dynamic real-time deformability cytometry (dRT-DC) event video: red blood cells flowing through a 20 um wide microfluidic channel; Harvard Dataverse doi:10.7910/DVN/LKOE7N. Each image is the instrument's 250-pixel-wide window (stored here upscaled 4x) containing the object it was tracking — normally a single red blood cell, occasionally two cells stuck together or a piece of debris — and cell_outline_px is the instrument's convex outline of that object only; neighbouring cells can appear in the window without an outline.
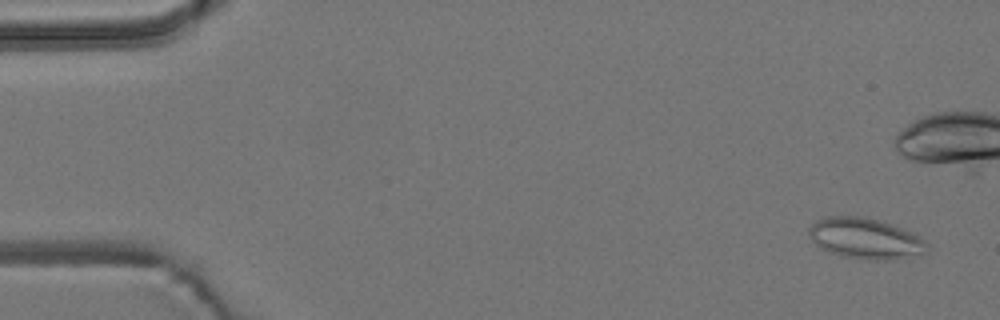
{"species": "common noctule bat (a hibernating species)", "species_latin": "Nyctalus noctula", "temperature_condition": "room temperature", "stored_images_in_passage": 16, "camera_frame_rate_fps": 3000, "um_per_image_px": 0.085, "animal": {"sex": "male", "body_mass_g": 19.2, "forearm_length_mm": 51.8}, "frame": {"image": 1, "passage_image": 3, "time_ms": 0.667, "image_size_px": [1000, 320], "cell_outline_px": [[928, 252], [892, 260], [876, 260], [840, 256], [828, 252], [820, 248], [808, 236], [808, 228], [820, 216], [860, 216], [876, 220], [900, 228], [924, 240], [928, 244]], "centroid_in_image_um": [73.48, 20.27], "position_along_channel_um": 11.5, "area_um2": 27.92}}